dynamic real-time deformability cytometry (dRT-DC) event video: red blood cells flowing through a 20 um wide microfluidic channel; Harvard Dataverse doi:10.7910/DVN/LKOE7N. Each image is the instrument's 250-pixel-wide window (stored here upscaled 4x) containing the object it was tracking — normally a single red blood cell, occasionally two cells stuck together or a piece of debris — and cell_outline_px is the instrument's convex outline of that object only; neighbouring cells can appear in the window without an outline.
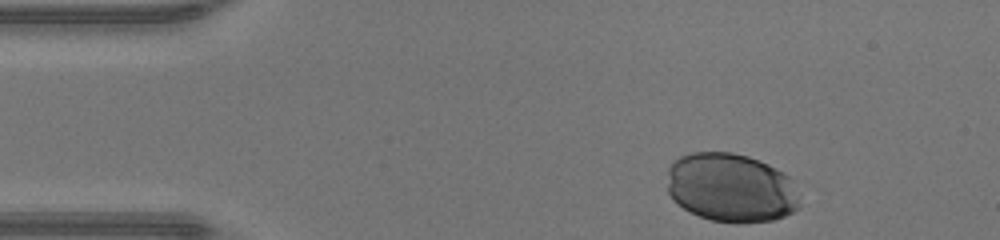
{"species": "human", "species_latin": "Homo sapiens", "temperature_condition": "warm", "stored_images_in_passage": 32, "camera_frame_rate_fps": 3000, "um_per_image_px": 0.085, "donor": {"sex": "male"}, "frame": {"image": 1, "passage_image": 1, "time_ms": 0.0, "image_size_px": [1000, 240], "cell_outline_px": [[800, 208], [784, 216], [772, 220], [736, 224], [712, 220], [700, 216], [684, 208], [668, 192], [668, 168], [680, 156], [692, 152], [732, 152], [748, 156], [760, 160], [784, 172], [792, 180], [800, 204]], "centroid_in_image_um": [62.16, 15.95], "position_along_channel_um": 22.8, "area_um2": 53.29}}
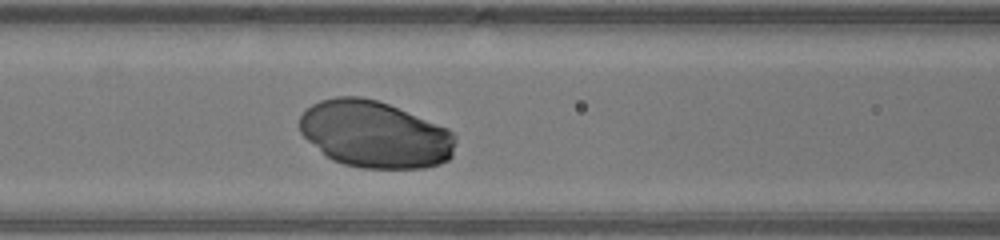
{"frame": {"image": 2, "passage_image": 14, "time_ms": 4.333, "image_size_px": [1000, 240], "cell_outline_px": [[456, 140], [452, 156], [448, 160], [440, 164], [424, 168], [360, 168], [344, 164], [332, 160], [308, 140], [300, 132], [300, 116], [312, 104], [320, 100], [336, 96], [360, 96], [376, 100], [388, 104], [448, 128], [456, 136]], "centroid_in_image_um": [31.88, 11.42], "position_along_channel_um": 134.7, "area_um2": 60.69}}
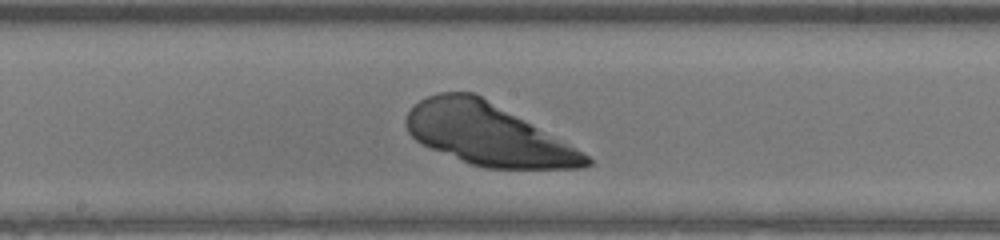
{"frame": {"image": 3, "passage_image": 19, "time_ms": 6.0, "image_size_px": [1000, 240], "cell_outline_px": [[592, 164], [584, 168], [484, 168], [468, 164], [420, 144], [408, 132], [404, 124], [404, 120], [408, 112], [420, 100], [428, 96], [440, 92], [476, 92], [576, 148], [588, 156], [592, 160]], "centroid_in_image_um": [41.41, 11.42], "position_along_channel_um": 206.8, "area_um2": 64.5}}